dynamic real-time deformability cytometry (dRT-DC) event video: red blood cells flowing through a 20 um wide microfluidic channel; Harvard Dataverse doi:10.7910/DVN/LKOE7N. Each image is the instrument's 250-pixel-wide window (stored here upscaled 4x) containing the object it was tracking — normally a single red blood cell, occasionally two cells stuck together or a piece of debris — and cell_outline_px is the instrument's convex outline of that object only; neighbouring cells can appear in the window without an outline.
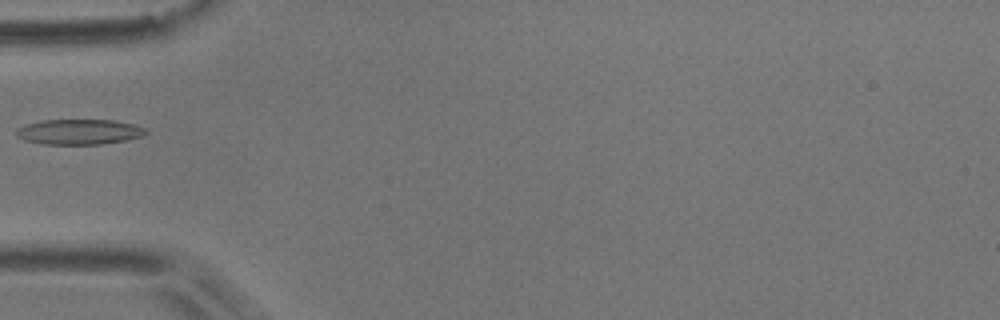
{"species": "common noctule bat (a hibernating species)", "species_latin": "Nyctalus noctula", "temperature_condition": "room temperature", "stored_images_in_passage": 3, "camera_frame_rate_fps": 3000, "um_per_image_px": 0.085, "animal": {"sex": "male", "body_mass_g": 17.9}, "frame": {"image": 1, "passage_image": 2, "time_ms": 0.333, "image_size_px": [1000, 320], "cell_outline_px": [[148, 132], [140, 136], [124, 140], [100, 144], [44, 144], [24, 140], [16, 136], [16, 128], [24, 124], [40, 120], [116, 120], [148, 128]], "centroid_in_image_um": [6.69, 11.19], "position_along_channel_um": 78.3, "area_um2": 19.13}}
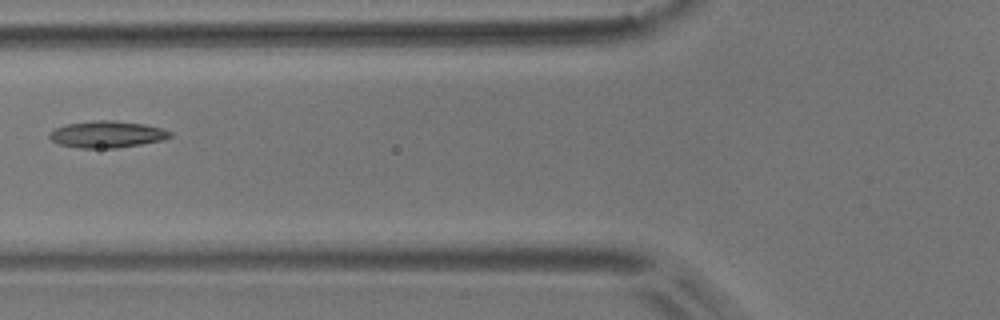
{"frame": {"image": 2, "passage_image": 3, "time_ms": 0.667, "image_size_px": [1000, 320], "cell_outline_px": [[172, 136], [164, 140], [116, 148], [76, 148], [56, 144], [48, 136], [56, 128], [64, 124], [96, 120], [108, 120], [144, 124], [164, 128], [172, 132]], "centroid_in_image_um": [9.1, 11.42], "position_along_channel_um": 116.7, "area_um2": 18.9}}